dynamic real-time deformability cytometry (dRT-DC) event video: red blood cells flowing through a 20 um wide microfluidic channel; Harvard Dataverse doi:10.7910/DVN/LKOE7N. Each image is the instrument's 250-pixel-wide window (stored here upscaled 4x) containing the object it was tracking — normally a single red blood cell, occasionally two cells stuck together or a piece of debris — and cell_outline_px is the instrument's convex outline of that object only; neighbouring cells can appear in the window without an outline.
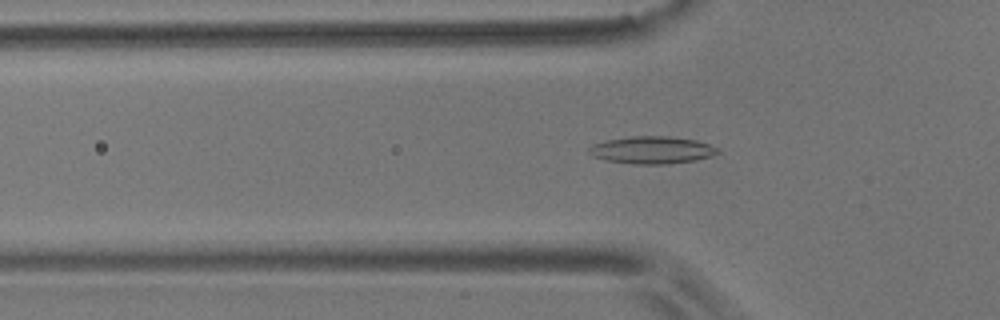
{"species": "common noctule bat (a hibernating species)", "species_latin": "Nyctalus noctula", "temperature_condition": "room temperature", "stored_images_in_passage": 43, "camera_frame_rate_fps": 3000, "um_per_image_px": 0.085, "animal": {"sex": "male", "body_mass_g": 17.9}, "frame": {"image": 1, "passage_image": 13, "time_ms": 4.0, "image_size_px": [1000, 320], "cell_outline_px": [[720, 152], [712, 156], [696, 160], [668, 164], [632, 164], [608, 160], [592, 156], [588, 152], [588, 148], [592, 144], [608, 140], [632, 136], [668, 136], [696, 140], [720, 148]], "centroid_in_image_um": [55.44, 12.75], "position_along_channel_um": 70.4, "area_um2": 20.58}}
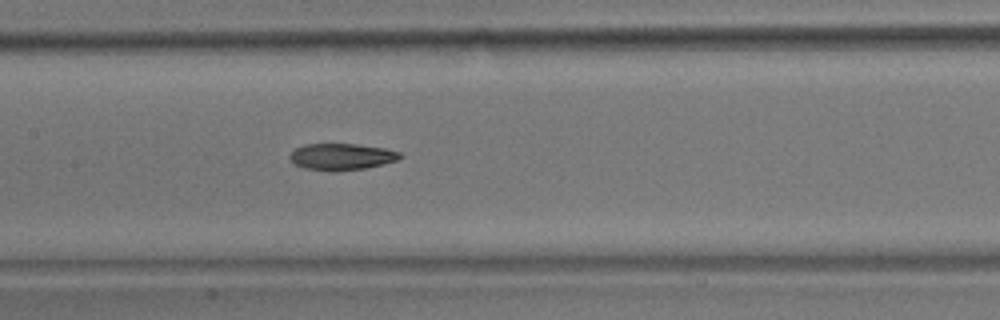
{"frame": {"image": 2, "passage_image": 22, "time_ms": 7.0, "image_size_px": [1000, 320], "cell_outline_px": [[404, 156], [396, 160], [384, 164], [364, 168], [332, 172], [304, 168], [296, 164], [288, 156], [296, 148], [304, 144], [356, 144], [384, 148], [400, 152]], "centroid_in_image_um": [29.04, 13.32], "position_along_channel_um": 178.4, "area_um2": 17.05}}
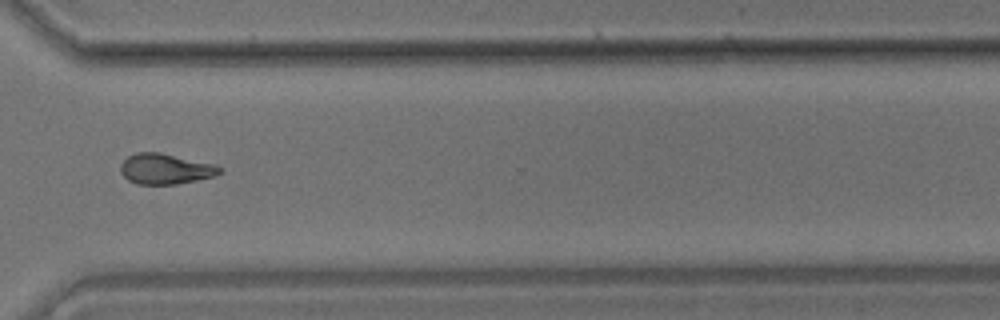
{"frame": {"image": 3, "passage_image": 37, "time_ms": 12.0, "image_size_px": [1000, 320], "cell_outline_px": [[224, 172], [216, 176], [176, 184], [136, 184], [128, 180], [120, 172], [120, 164], [128, 156], [136, 152], [160, 152], [212, 164], [224, 168]], "centroid_in_image_um": [14.06, 14.36], "position_along_channel_um": 356.5, "area_um2": 17.69}, "authors_computed_cell_mechanics": {"area_um2": 17.918, "velocity_mm_per_s": 3.5631, "shape_relaxation_time_tau1_ms": 7.1624, "shape_relaxation_time_tau2_ms": 4.2274, "deformation_change_tau1": 0.1627, "deformation_change_tau2": 0.103}}